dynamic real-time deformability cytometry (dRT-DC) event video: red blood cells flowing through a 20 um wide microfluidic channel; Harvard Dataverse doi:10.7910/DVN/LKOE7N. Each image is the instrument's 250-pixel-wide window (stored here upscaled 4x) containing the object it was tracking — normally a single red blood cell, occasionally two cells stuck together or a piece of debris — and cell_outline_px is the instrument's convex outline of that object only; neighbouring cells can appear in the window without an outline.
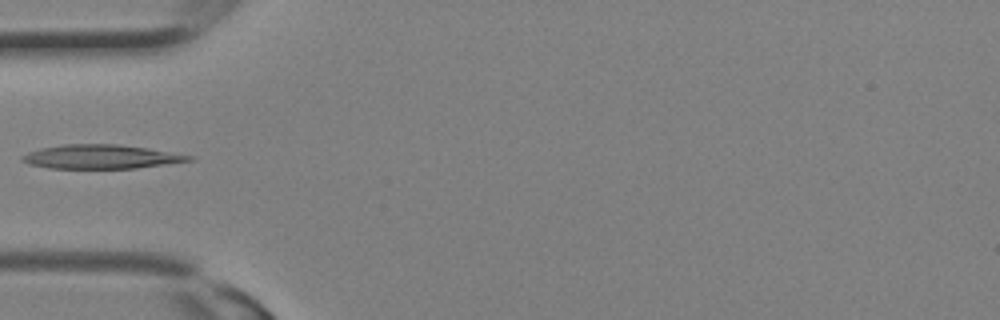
{"species": "Egyptian fruit bat (a non-hibernating species)", "species_latin": "Rousettus aegyptiacus", "temperature_condition": "room temperature", "stored_images_in_passage": 10, "camera_frame_rate_fps": 3000, "um_per_image_px": 0.085, "animal": {"sex": "female"}, "frame": {"image": 1, "passage_image": 9, "time_ms": 2.667, "image_size_px": [1000, 320], "cell_outline_px": [[196, 160], [136, 168], [48, 168], [28, 164], [20, 160], [20, 156], [28, 152], [40, 148], [64, 144], [120, 144], [148, 148], [196, 156]], "centroid_in_image_um": [8.6, 13.32], "position_along_channel_um": 76.4, "area_um2": 23.52}}